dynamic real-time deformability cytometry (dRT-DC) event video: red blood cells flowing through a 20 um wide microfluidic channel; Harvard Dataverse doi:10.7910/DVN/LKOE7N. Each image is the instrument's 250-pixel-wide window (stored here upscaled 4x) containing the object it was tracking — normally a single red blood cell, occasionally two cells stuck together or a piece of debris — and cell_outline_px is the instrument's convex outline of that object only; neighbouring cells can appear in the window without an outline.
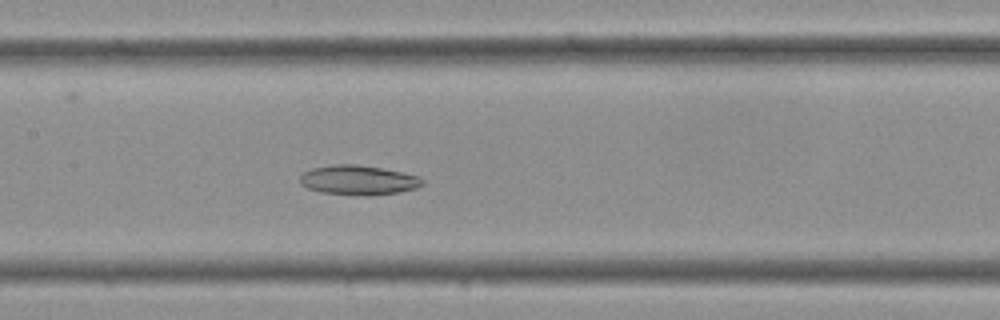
{"species": "Egyptian fruit bat (a non-hibernating species)", "species_latin": "Rousettus aegyptiacus", "temperature_condition": "cold", "stored_images_in_passage": 35, "camera_frame_rate_fps": 3000, "um_per_image_px": 0.085, "frame": {"image": 1, "passage_image": 16, "time_ms": 5.0, "image_size_px": [1000, 320], "cell_outline_px": [[424, 184], [416, 188], [400, 192], [364, 196], [320, 192], [308, 188], [300, 184], [300, 176], [304, 172], [312, 168], [336, 164], [356, 164], [404, 172], [420, 176], [424, 180]], "centroid_in_image_um": [30.48, 15.31], "position_along_channel_um": 176.9, "area_um2": 21.21}}
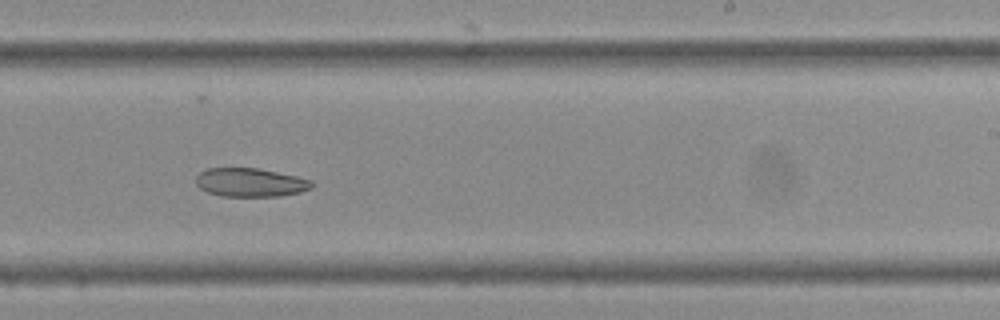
{"frame": {"image": 2, "passage_image": 21, "time_ms": 6.667, "image_size_px": [1000, 320], "cell_outline_px": [[312, 188], [300, 192], [280, 196], [220, 196], [208, 192], [200, 188], [196, 184], [196, 176], [200, 172], [208, 168], [260, 168], [296, 176], [312, 180]], "centroid_in_image_um": [21.28, 15.5], "position_along_channel_um": 267.7, "area_um2": 19.36}}
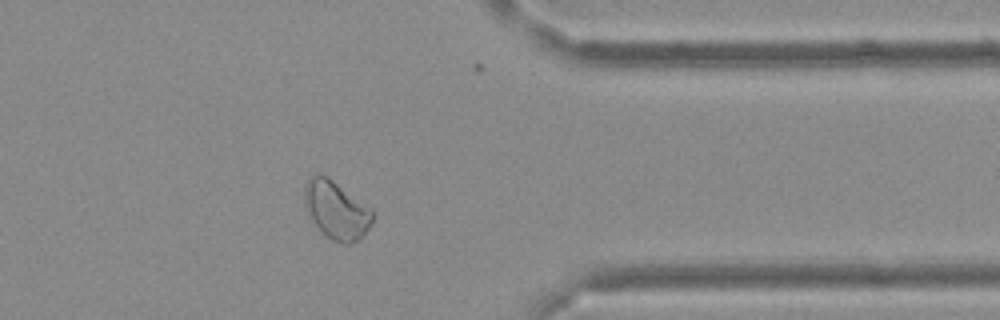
{"frame": {"image": 3, "passage_image": 28, "time_ms": 9.0, "image_size_px": [1000, 320], "cell_outline_px": [[372, 224], [360, 240], [352, 244], [344, 244], [332, 240], [308, 216], [304, 204], [304, 184], [308, 176], [316, 172], [328, 176], [372, 208]], "centroid_in_image_um": [28.57, 17.81], "position_along_channel_um": 382.8, "area_um2": 23.41}}